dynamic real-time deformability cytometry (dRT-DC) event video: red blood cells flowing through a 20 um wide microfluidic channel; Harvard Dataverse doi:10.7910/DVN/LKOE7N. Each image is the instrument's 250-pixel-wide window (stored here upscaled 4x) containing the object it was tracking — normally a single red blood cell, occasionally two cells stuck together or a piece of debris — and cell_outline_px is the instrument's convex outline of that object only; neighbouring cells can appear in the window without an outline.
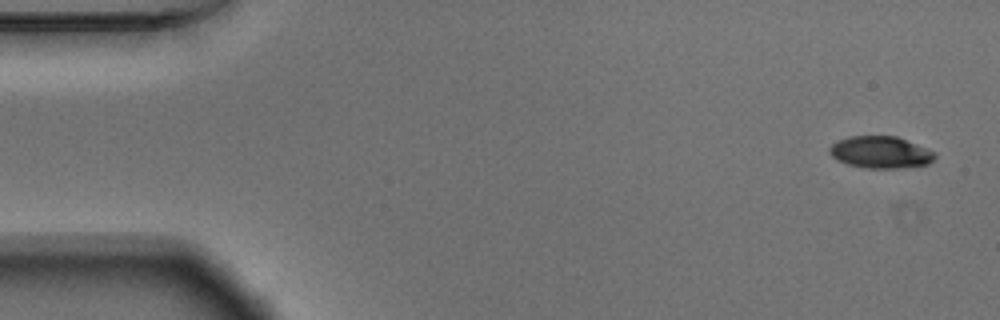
{"species": "Egyptian fruit bat (a non-hibernating species)", "species_latin": "Rousettus aegyptiacus", "temperature_condition": "warm", "stored_images_in_passage": 53, "camera_frame_rate_fps": 3000, "um_per_image_px": 0.085, "animal": {"sex": "male"}, "frame": {"image": 1, "passage_image": 1, "time_ms": 0.0, "image_size_px": [1000, 320], "cell_outline_px": [[936, 156], [928, 164], [904, 168], [868, 168], [848, 164], [836, 160], [828, 152], [828, 148], [836, 140], [848, 136], [896, 136], [936, 152]], "centroid_in_image_um": [74.82, 12.94], "position_along_channel_um": 10.2, "area_um2": 19.71}}
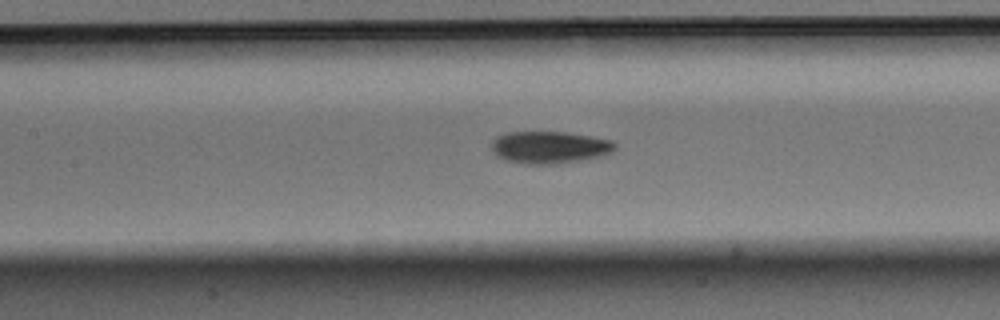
{"frame": {"image": 2, "passage_image": 23, "time_ms": 7.333, "image_size_px": [1000, 320], "cell_outline_px": [[616, 148], [600, 156], [560, 164], [524, 164], [508, 160], [496, 156], [492, 152], [492, 140], [496, 136], [504, 132], [568, 132], [592, 136], [612, 140], [616, 144]], "centroid_in_image_um": [46.68, 12.51], "position_along_channel_um": 160.7, "area_um2": 23.29}}
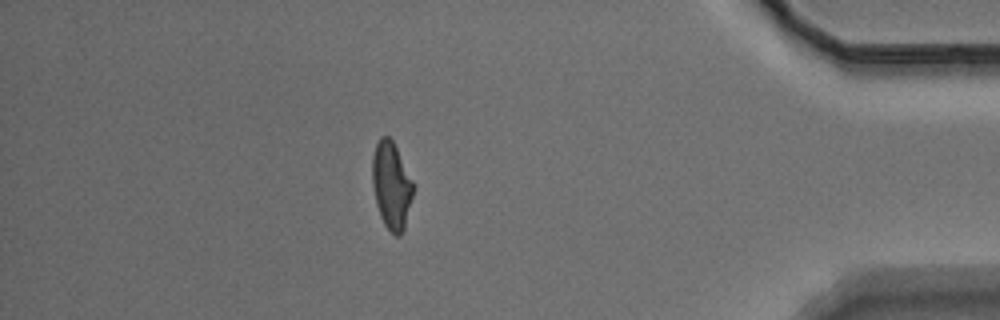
{"frame": {"image": 3, "passage_image": 46, "time_ms": 15.0, "image_size_px": [1000, 320], "cell_outline_px": [[412, 196], [404, 228], [400, 236], [396, 236], [384, 224], [380, 216], [376, 204], [372, 184], [372, 156], [376, 144], [380, 136], [388, 136], [392, 140], [412, 180]], "centroid_in_image_um": [33.24, 15.75], "position_along_channel_um": 402.0, "area_um2": 20.4}, "authors_computed_cell_mechanics": {"area_um2": 21.2126, "velocity_mm_per_s": 3.7076, "shape_relaxation_time_tau1_ms": 3.622, "shape_relaxation_time_tau2_ms": 3.0532, "deformation_change_tau1": 0.1594, "deformation_change_tau2": 0.092}}